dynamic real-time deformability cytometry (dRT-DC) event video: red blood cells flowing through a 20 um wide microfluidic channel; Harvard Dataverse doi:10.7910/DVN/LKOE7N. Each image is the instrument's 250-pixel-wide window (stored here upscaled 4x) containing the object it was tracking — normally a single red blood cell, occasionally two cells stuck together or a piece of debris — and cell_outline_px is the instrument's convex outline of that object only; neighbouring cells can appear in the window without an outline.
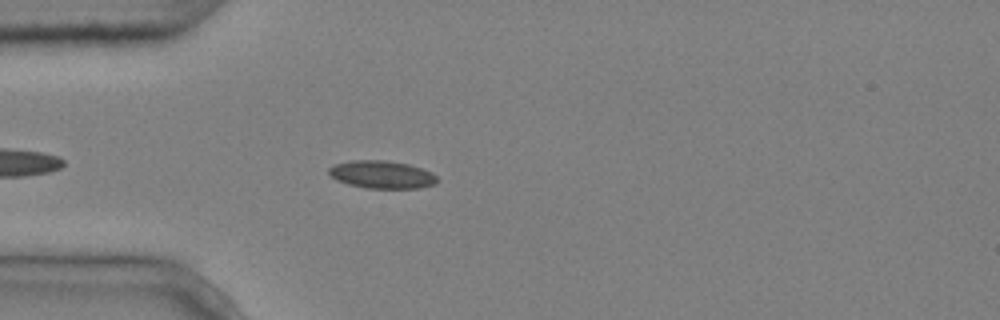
{"species": "common noctule bat (a hibernating species)", "species_latin": "Nyctalus noctula", "temperature_condition": "cold", "stored_images_in_passage": 15, "camera_frame_rate_fps": 3000, "um_per_image_px": 0.085, "animal": {"sex": "male", "body_mass_g": 20.4}, "frame": {"image": 1, "passage_image": 4, "time_ms": 1.0, "image_size_px": [1000, 320], "cell_outline_px": [[440, 180], [436, 184], [420, 188], [364, 188], [348, 184], [336, 180], [328, 172], [328, 168], [336, 164], [352, 160], [384, 160], [408, 164], [432, 172]], "centroid_in_image_um": [32.48, 14.84], "position_along_channel_um": 52.5, "area_um2": 17.57}}